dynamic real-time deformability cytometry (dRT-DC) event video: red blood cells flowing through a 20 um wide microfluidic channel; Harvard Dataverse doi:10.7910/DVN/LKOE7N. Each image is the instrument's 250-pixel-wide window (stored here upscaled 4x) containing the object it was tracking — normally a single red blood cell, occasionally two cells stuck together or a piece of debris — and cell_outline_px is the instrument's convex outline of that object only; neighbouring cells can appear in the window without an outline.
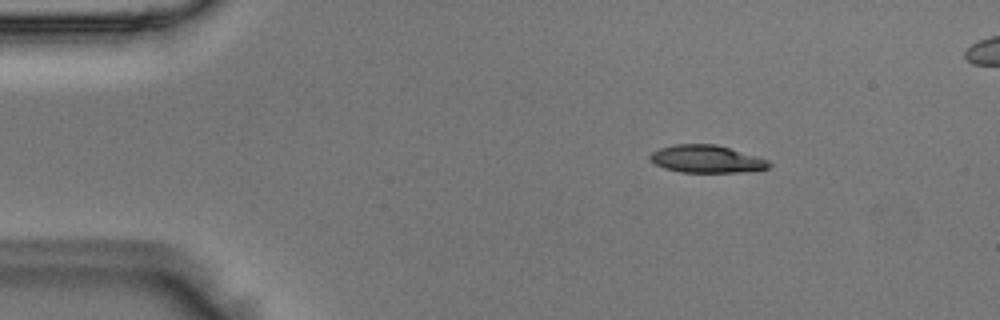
{"species": "Egyptian fruit bat (a non-hibernating species)", "species_latin": "Rousettus aegyptiacus", "temperature_condition": "room temperature", "stored_images_in_passage": 5, "segment_of_instrument_passage": [1, 2], "camera_frame_rate_fps": 3000, "um_per_image_px": 0.085, "animal": {"sex": "male"}, "frame": {"image": 1, "passage_image": 2, "time_ms": 0.333, "image_size_px": [1000, 320], "cell_outline_px": [[772, 164], [768, 168], [740, 172], [680, 172], [664, 168], [656, 164], [648, 156], [652, 152], [660, 148], [676, 144], [716, 144], [756, 156], [768, 160]], "centroid_in_image_um": [60.05, 13.51], "position_along_channel_um": 25.0, "area_um2": 18.9}}